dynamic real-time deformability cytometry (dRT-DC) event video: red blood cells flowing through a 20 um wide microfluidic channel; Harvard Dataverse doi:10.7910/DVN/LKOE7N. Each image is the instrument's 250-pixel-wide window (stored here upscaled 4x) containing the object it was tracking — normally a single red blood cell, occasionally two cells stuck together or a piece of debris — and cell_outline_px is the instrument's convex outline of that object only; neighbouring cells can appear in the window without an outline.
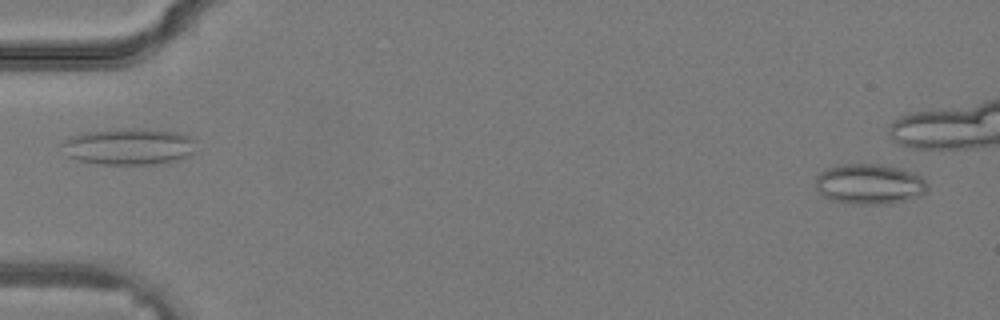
{"species": "common noctule bat (a hibernating species)", "species_latin": "Nyctalus noctula", "temperature_condition": "warm", "stored_images_in_passage": 19, "camera_frame_rate_fps": 3000, "um_per_image_px": 0.085, "animal": {"sex": "male", "body_mass_g": 19.2, "forearm_length_mm": 51.8}, "frame": {"image": 1, "passage_image": 1, "time_ms": 0.0, "image_size_px": [1000, 320], "cell_outline_px": [[928, 192], [920, 196], [892, 204], [856, 204], [832, 200], [824, 196], [816, 188], [816, 176], [820, 172], [836, 164], [880, 164], [900, 168], [912, 172], [920, 176], [928, 184]], "centroid_in_image_um": [73.93, 15.64], "position_along_channel_um": 11.1, "area_um2": 26.53}}
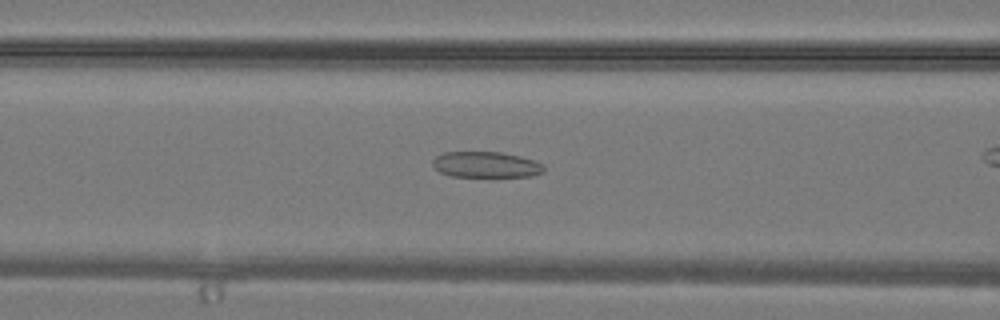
{"frame": {"image": 2, "passage_image": 14, "time_ms": 4.333, "image_size_px": [1000, 320], "cell_outline_px": [[544, 172], [532, 176], [452, 176], [440, 172], [432, 164], [432, 160], [436, 156], [444, 152], [500, 152], [520, 156], [544, 164]], "centroid_in_image_um": [41.31, 13.99], "position_along_channel_um": 125.3, "area_um2": 16.65}}
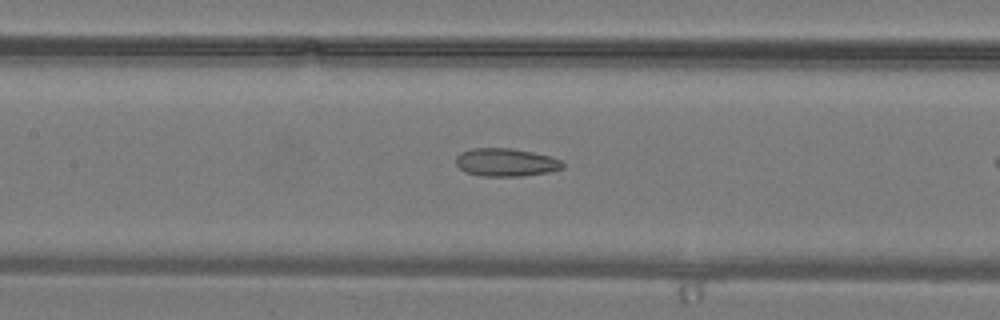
{"frame": {"image": 3, "passage_image": 16, "time_ms": 5.0, "image_size_px": [1000, 320], "cell_outline_px": [[564, 168], [548, 172], [520, 176], [480, 176], [468, 172], [460, 168], [456, 164], [456, 156], [460, 152], [472, 148], [512, 148], [532, 152], [548, 156], [560, 160], [564, 164]], "centroid_in_image_um": [42.98, 13.79], "position_along_channel_um": 164.4, "area_um2": 17.34}}